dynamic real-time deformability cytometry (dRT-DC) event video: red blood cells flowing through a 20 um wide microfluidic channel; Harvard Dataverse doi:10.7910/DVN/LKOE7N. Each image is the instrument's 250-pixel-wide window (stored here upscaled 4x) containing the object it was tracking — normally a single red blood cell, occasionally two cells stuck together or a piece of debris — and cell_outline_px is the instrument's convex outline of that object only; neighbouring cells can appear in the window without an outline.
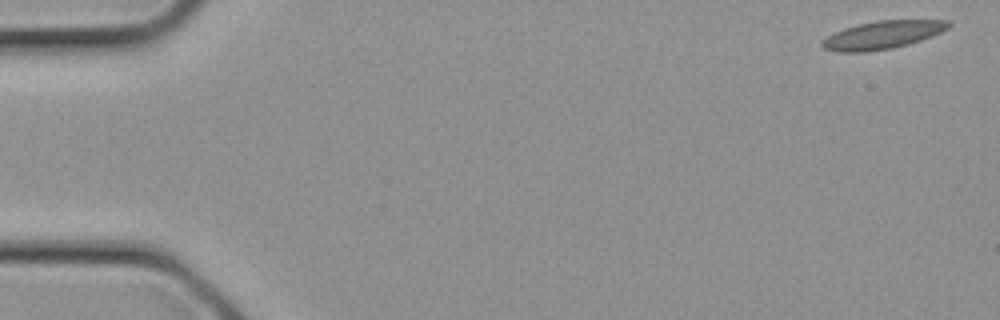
{"species": "common noctule bat (a hibernating species)", "species_latin": "Nyctalus noctula", "temperature_condition": "cold", "stored_images_in_passage": 12, "camera_frame_rate_fps": 3000, "um_per_image_px": 0.085, "animal": {"sex": "female", "body_mass_g": 21.9}, "frame": {"image": 1, "passage_image": 1, "time_ms": 0.0, "image_size_px": [1000, 320], "cell_outline_px": [[952, 24], [948, 28], [932, 36], [908, 44], [892, 48], [864, 52], [840, 52], [824, 48], [820, 44], [828, 36], [844, 28], [856, 24], [876, 20], [948, 20]], "centroid_in_image_um": [75.03, 2.96], "position_along_channel_um": 10.0, "area_um2": 20.46}}
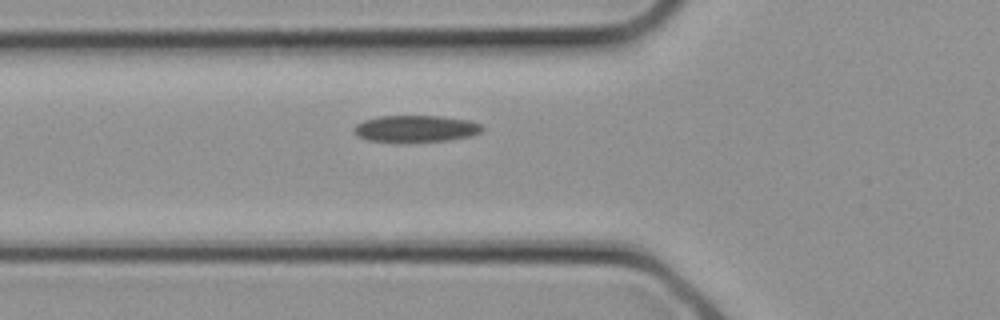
{"frame": {"image": 2, "passage_image": 10, "time_ms": 3.0, "image_size_px": [1000, 320], "cell_outline_px": [[484, 128], [480, 132], [472, 136], [452, 140], [400, 144], [368, 140], [356, 136], [352, 128], [356, 124], [364, 120], [380, 116], [444, 116], [472, 120], [480, 124]], "centroid_in_image_um": [35.33, 10.97], "position_along_channel_um": 90.5, "area_um2": 20.87}}
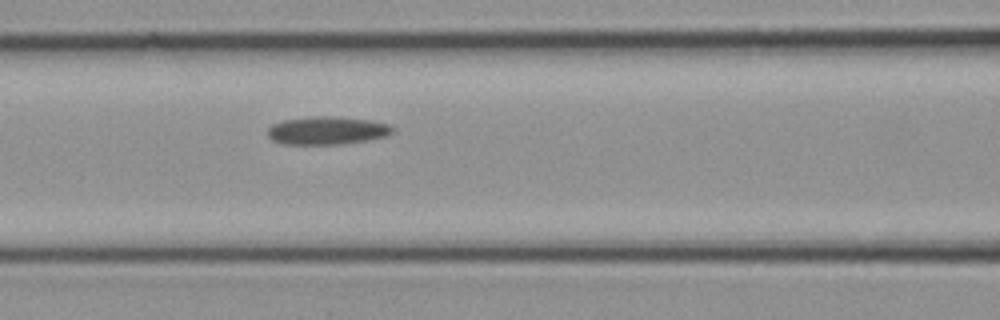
{"frame": {"image": 3, "passage_image": 12, "time_ms": 3.667, "image_size_px": [1000, 320], "cell_outline_px": [[396, 128], [388, 136], [340, 144], [280, 144], [272, 140], [268, 136], [268, 128], [272, 124], [284, 120], [316, 116], [332, 116], [372, 120], [388, 124]], "centroid_in_image_um": [27.8, 11.09], "position_along_channel_um": 138.8, "area_um2": 20.4}}